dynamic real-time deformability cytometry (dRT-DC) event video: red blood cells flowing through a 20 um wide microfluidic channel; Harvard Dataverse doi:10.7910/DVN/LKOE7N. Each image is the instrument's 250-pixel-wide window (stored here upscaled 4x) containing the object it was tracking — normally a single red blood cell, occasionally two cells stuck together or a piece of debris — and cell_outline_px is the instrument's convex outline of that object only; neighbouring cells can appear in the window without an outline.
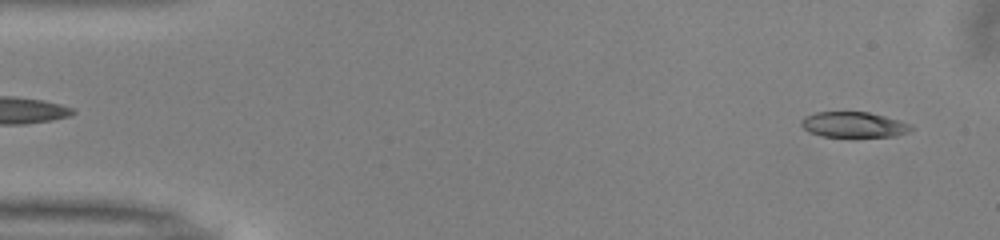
{"species": "common noctule bat (a hibernating species)", "species_latin": "Nyctalus noctula", "temperature_condition": "warm", "stored_images_in_passage": 49, "camera_frame_rate_fps": 3000, "um_per_image_px": 0.085, "animal": {"sex": "male", "body_mass_g": 13.0, "forearm_length_mm": 53.1}, "frame": {"image": 1, "passage_image": 2, "time_ms": 0.333, "image_size_px": [1000, 240], "cell_outline_px": [[916, 128], [908, 132], [896, 136], [852, 140], [820, 136], [808, 132], [800, 124], [800, 120], [804, 116], [816, 112], [868, 112], [884, 116], [912, 124]], "centroid_in_image_um": [72.57, 10.66], "position_along_channel_um": 12.4, "area_um2": 17.46}}
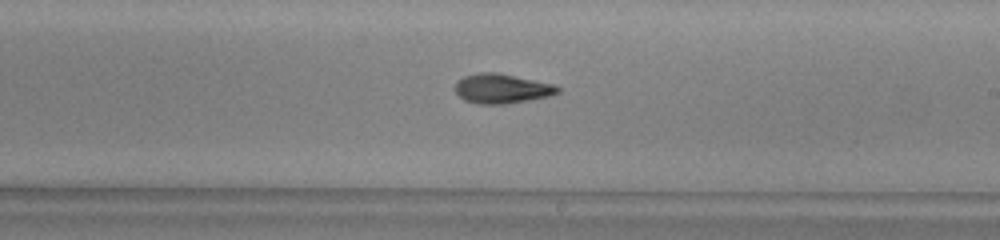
{"frame": {"image": 2, "passage_image": 28, "time_ms": 9.0, "image_size_px": [1000, 240], "cell_outline_px": [[560, 92], [548, 96], [504, 104], [476, 104], [464, 100], [456, 92], [456, 84], [464, 76], [480, 72], [496, 72], [552, 84], [560, 88]], "centroid_in_image_um": [42.63, 7.53], "position_along_channel_um": 246.4, "area_um2": 17.34}}
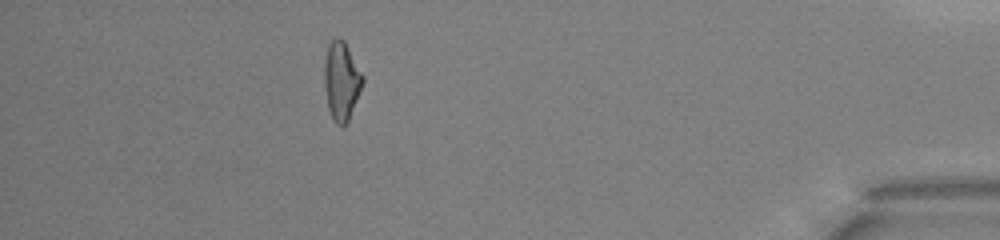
{"frame": {"image": 3, "passage_image": 44, "time_ms": 14.333, "image_size_px": [1000, 240], "cell_outline_px": [[364, 80], [348, 120], [344, 124], [336, 124], [332, 120], [328, 108], [324, 84], [324, 60], [328, 44], [332, 40], [340, 36], [344, 40], [364, 76]], "centroid_in_image_um": [29.0, 6.84], "position_along_channel_um": 406.2, "area_um2": 17.46}, "authors_computed_cell_mechanics": {"area_um2": 17.2822, "velocity_mm_per_s": 4.036, "shape_relaxation_time_tau1_ms": 5.087, "shape_relaxation_time_tau2_ms": 5.2034, "deformation_change_tau1": 0.1874, "deformation_change_tau2": 0.116}}